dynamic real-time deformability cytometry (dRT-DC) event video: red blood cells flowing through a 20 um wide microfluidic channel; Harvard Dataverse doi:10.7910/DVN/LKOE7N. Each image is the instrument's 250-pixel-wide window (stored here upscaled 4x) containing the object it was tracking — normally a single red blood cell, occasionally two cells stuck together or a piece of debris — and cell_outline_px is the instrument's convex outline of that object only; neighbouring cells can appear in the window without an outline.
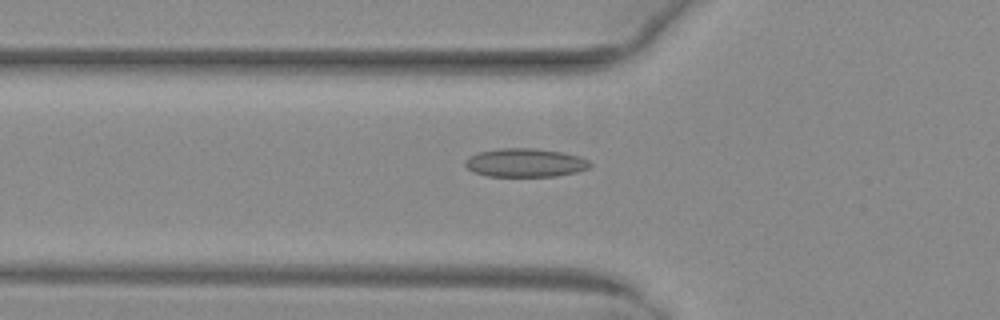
{"species": "common noctule bat (a hibernating species)", "species_latin": "Nyctalus noctula", "temperature_condition": "warm", "stored_images_in_passage": 47, "camera_frame_rate_fps": 3000, "um_per_image_px": 0.085, "animal": {"sex": "female", "body_mass_g": 29.2, "forearm_length_mm": 56.3}, "frame": {"image": 1, "passage_image": 18, "time_ms": 5.667, "image_size_px": [1000, 320], "cell_outline_px": [[592, 164], [588, 168], [576, 172], [556, 176], [488, 176], [472, 172], [464, 164], [464, 160], [468, 156], [480, 152], [500, 148], [536, 148], [564, 152], [580, 156], [588, 160]], "centroid_in_image_um": [44.64, 13.82], "position_along_channel_um": 81.2, "area_um2": 20.92}}
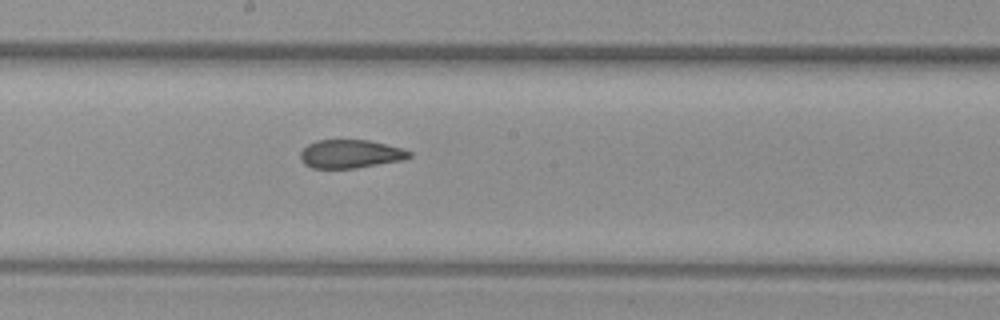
{"frame": {"image": 2, "passage_image": 28, "time_ms": 9.0, "image_size_px": [1000, 320], "cell_outline_px": [[412, 156], [404, 160], [356, 168], [312, 168], [304, 164], [300, 160], [300, 152], [308, 144], [316, 140], [368, 140], [400, 148], [412, 152]], "centroid_in_image_um": [29.77, 13.09], "position_along_channel_um": 218.4, "area_um2": 18.03}}
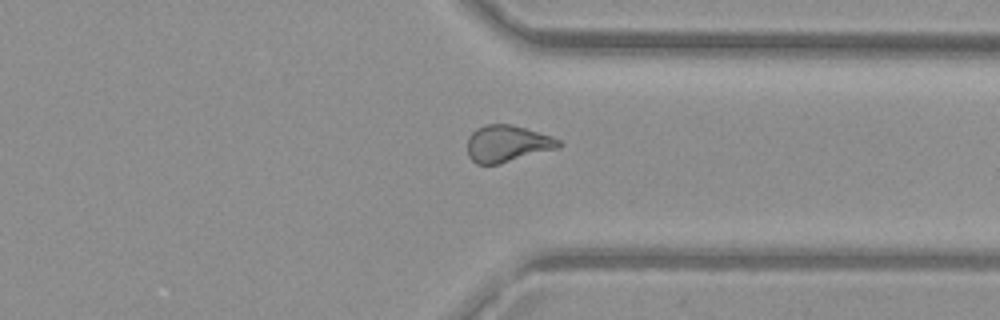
{"frame": {"image": 3, "passage_image": 39, "time_ms": 12.667, "image_size_px": [1000, 320], "cell_outline_px": [[564, 144], [560, 148], [500, 164], [476, 164], [468, 156], [468, 136], [476, 128], [484, 124], [512, 124], [552, 136], [560, 140]], "centroid_in_image_um": [43.14, 12.21], "position_along_channel_um": 368.3, "area_um2": 19.88}}